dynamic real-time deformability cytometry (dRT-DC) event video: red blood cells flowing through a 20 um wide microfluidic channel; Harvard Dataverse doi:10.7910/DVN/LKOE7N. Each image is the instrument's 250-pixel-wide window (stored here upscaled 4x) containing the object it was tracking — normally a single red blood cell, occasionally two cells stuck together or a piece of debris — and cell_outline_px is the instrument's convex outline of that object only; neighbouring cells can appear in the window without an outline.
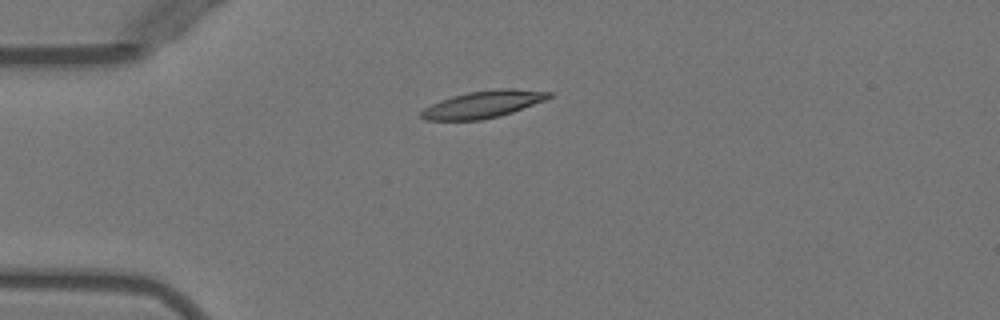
{"species": "Egyptian fruit bat (a non-hibernating species)", "species_latin": "Rousettus aegyptiacus", "temperature_condition": "warm", "stored_images_in_passage": 13, "camera_frame_rate_fps": 3000, "um_per_image_px": 0.085, "animal": {"sex": "female"}, "frame": {"image": 1, "passage_image": 1, "time_ms": 0.0, "image_size_px": [1000, 320], "cell_outline_px": [[556, 96], [512, 112], [500, 116], [480, 120], [424, 120], [420, 116], [420, 112], [424, 108], [440, 100], [452, 96], [468, 92], [496, 88], [512, 88], [556, 92]], "centroid_in_image_um": [41.12, 8.85], "position_along_channel_um": 43.9, "area_um2": 20.4}}
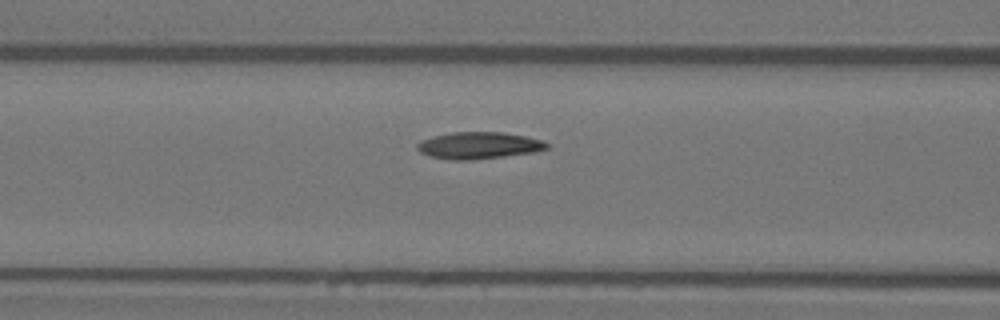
{"frame": {"image": 2, "passage_image": 9, "time_ms": 2.667, "image_size_px": [1000, 320], "cell_outline_px": [[548, 148], [536, 152], [504, 156], [468, 160], [452, 160], [428, 156], [420, 152], [416, 148], [416, 144], [420, 140], [432, 136], [452, 132], [504, 132], [524, 136], [540, 140], [548, 144]], "centroid_in_image_um": [40.64, 12.36], "position_along_channel_um": 126.0, "area_um2": 20.29}}
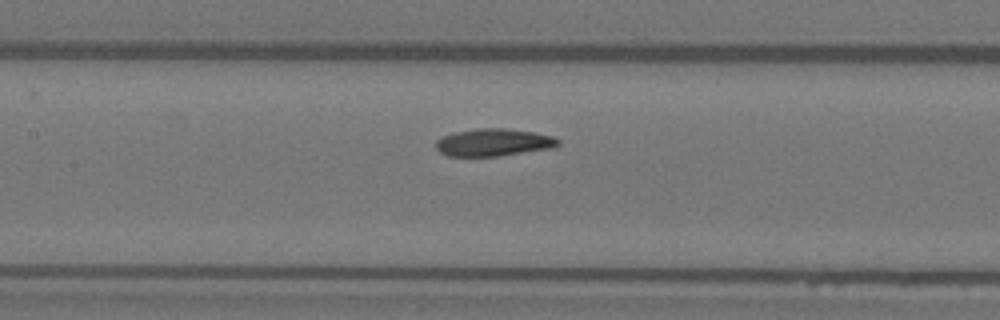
{"frame": {"image": 3, "passage_image": 12, "time_ms": 3.667, "image_size_px": [1000, 320], "cell_outline_px": [[560, 144], [552, 148], [496, 156], [448, 156], [440, 152], [436, 148], [436, 140], [444, 136], [456, 132], [476, 128], [504, 128], [532, 132], [552, 136], [560, 140]], "centroid_in_image_um": [41.95, 12.1], "position_along_channel_um": 165.5, "area_um2": 19.36}}